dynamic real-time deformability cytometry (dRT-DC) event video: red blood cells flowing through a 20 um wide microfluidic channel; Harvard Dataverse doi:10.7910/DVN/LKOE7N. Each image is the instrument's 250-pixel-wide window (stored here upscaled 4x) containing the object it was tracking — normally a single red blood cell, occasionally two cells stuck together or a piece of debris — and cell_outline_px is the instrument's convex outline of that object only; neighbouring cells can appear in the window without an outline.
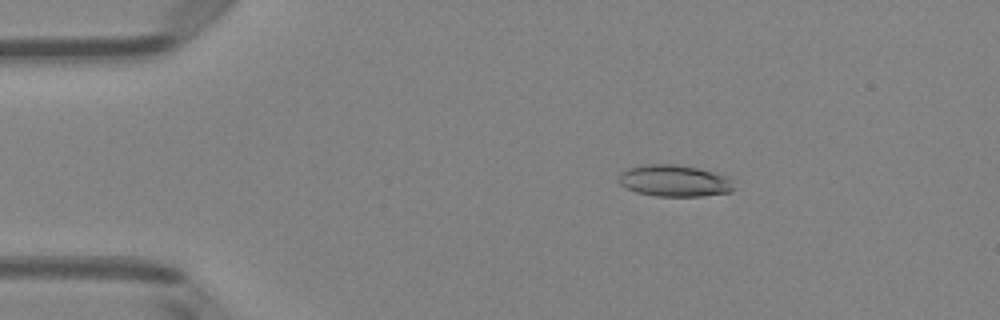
{"species": "Egyptian fruit bat (a non-hibernating species)", "species_latin": "Rousettus aegyptiacus", "temperature_condition": "room temperature", "stored_images_in_passage": 50, "camera_frame_rate_fps": 3000, "um_per_image_px": 0.085, "animal": {"sex": "female"}, "frame": {"image": 1, "passage_image": 9, "time_ms": 2.667, "image_size_px": [1000, 320], "cell_outline_px": [[732, 192], [700, 196], [656, 196], [636, 192], [624, 188], [616, 180], [620, 172], [628, 168], [640, 164], [676, 164], [696, 168], [728, 176], [732, 180]], "centroid_in_image_um": [57.25, 15.36], "position_along_channel_um": 27.7, "area_um2": 21.44}}
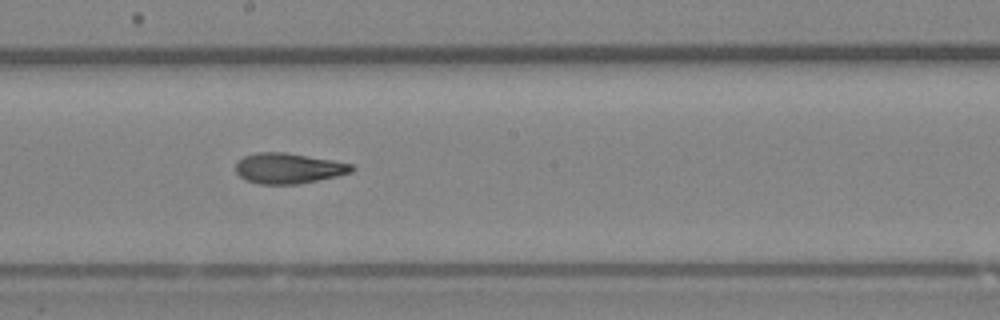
{"frame": {"image": 2, "passage_image": 28, "time_ms": 9.0, "image_size_px": [1000, 320], "cell_outline_px": [[356, 168], [352, 172], [336, 176], [300, 184], [260, 184], [244, 180], [236, 172], [236, 164], [244, 156], [256, 152], [284, 152], [332, 160], [352, 164]], "centroid_in_image_um": [24.52, 14.31], "position_along_channel_um": 223.7, "area_um2": 20.58}}
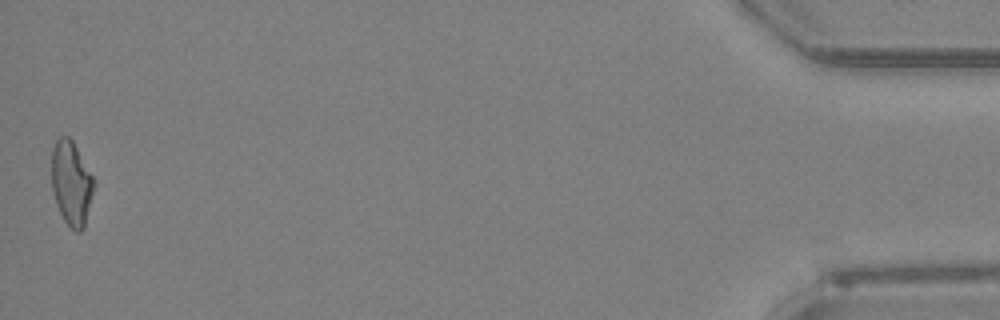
{"frame": {"image": 3, "passage_image": 50, "time_ms": 16.333, "image_size_px": [1000, 320], "cell_outline_px": [[96, 184], [84, 228], [80, 232], [76, 232], [64, 220], [56, 204], [52, 192], [52, 148], [56, 140], [60, 136], [68, 136], [72, 140], [92, 176]], "centroid_in_image_um": [6.07, 15.59], "position_along_channel_um": 429.1, "area_um2": 20.75}, "authors_computed_cell_mechanics": {"area_um2": 20.8369, "velocity_mm_per_s": 4.0774, "shape_relaxation_time_tau1_ms": 4.6225, "shape_relaxation_time_tau2_ms": 2.5778, "deformation_change_tau1": 0.1915, "deformation_change_tau2": 0.1169}}